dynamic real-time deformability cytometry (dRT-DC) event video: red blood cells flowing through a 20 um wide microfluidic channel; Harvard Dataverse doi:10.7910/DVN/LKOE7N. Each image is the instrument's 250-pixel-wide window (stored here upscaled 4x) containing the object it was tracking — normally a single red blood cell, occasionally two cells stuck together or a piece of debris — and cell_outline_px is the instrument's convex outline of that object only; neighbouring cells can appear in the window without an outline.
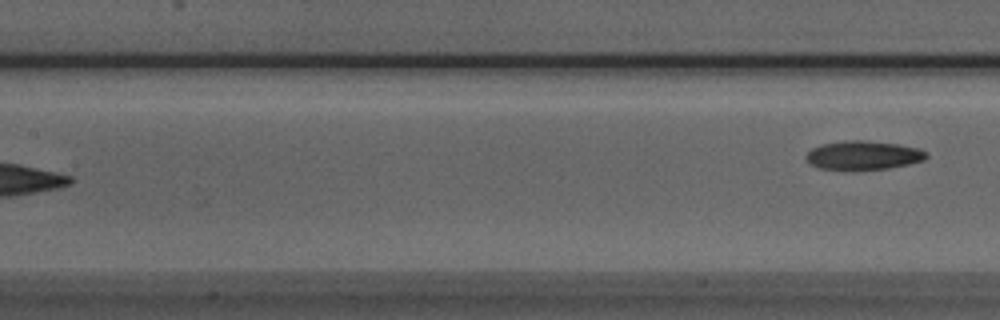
{"species": "Egyptian fruit bat (a non-hibernating species)", "species_latin": "Rousettus aegyptiacus", "temperature_condition": "room temperature", "stored_images_in_passage": 7, "camera_frame_rate_fps": 3000, "um_per_image_px": 0.085, "animal": {"sex": "male"}, "frame": {"image": 1, "passage_image": 7, "time_ms": 2.0, "image_size_px": [1000, 320], "cell_outline_px": [[928, 156], [924, 160], [908, 164], [888, 168], [852, 172], [820, 168], [812, 164], [804, 156], [812, 148], [820, 144], [844, 140], [864, 140], [900, 144], [916, 148], [928, 152]], "centroid_in_image_um": [73.36, 13.22], "position_along_channel_um": 134.0, "area_um2": 20.75}}